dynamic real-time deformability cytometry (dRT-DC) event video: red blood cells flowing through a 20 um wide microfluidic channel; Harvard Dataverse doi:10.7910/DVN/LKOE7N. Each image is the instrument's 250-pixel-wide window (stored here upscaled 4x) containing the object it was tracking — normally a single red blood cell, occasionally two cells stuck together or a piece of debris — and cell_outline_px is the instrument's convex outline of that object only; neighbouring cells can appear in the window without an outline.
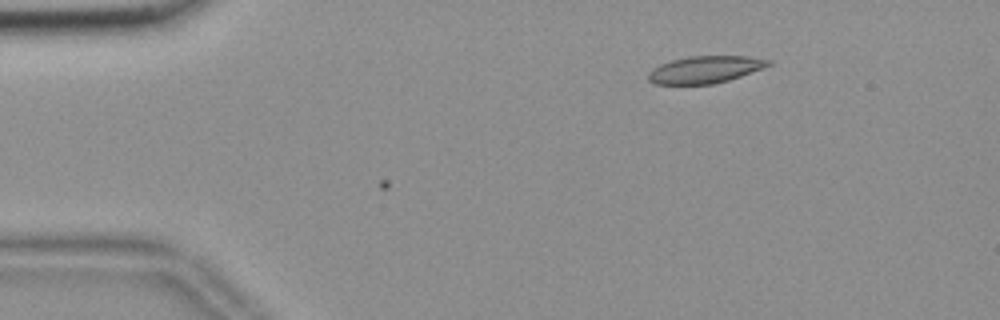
{"species": "common noctule bat (a hibernating species)", "species_latin": "Nyctalus noctula", "temperature_condition": "room temperature", "stored_images_in_passage": 2, "camera_frame_rate_fps": 3000, "um_per_image_px": 0.085, "animal": {"sex": "female", "body_mass_g": 18.4}, "frame": {"image": 1, "passage_image": 2, "time_ms": 0.333, "image_size_px": [1000, 320], "cell_outline_px": [[772, 64], [764, 68], [728, 80], [712, 84], [656, 84], [648, 80], [648, 72], [652, 68], [660, 64], [672, 60], [688, 56], [748, 56], [772, 60]], "centroid_in_image_um": [59.94, 5.9], "position_along_channel_um": 25.1, "area_um2": 19.02}}